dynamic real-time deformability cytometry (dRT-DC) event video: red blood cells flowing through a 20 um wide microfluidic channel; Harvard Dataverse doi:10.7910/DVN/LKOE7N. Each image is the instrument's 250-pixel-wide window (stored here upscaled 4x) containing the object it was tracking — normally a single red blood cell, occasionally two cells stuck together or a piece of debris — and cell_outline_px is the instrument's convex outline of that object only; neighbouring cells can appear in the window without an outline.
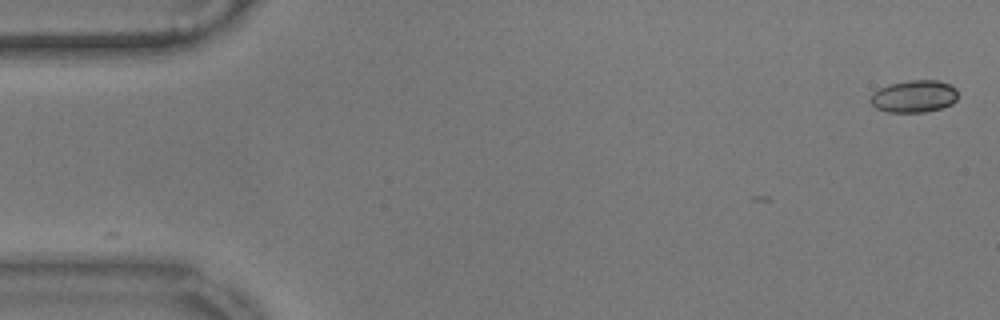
{"species": "common noctule bat (a hibernating species)", "species_latin": "Nyctalus noctula", "temperature_condition": "warm", "stored_images_in_passage": 6, "camera_frame_rate_fps": 3000, "um_per_image_px": 0.085, "animal": {"sex": "male", "body_mass_g": 17.9}, "frame": {"image": 1, "passage_image": 1, "time_ms": 0.0, "image_size_px": [1000, 320], "cell_outline_px": [[956, 100], [952, 104], [940, 108], [924, 112], [888, 112], [876, 108], [868, 100], [872, 92], [888, 84], [908, 80], [936, 80], [948, 84], [956, 88]], "centroid_in_image_um": [77.65, 8.18], "position_along_channel_um": 7.4, "area_um2": 16.47}}